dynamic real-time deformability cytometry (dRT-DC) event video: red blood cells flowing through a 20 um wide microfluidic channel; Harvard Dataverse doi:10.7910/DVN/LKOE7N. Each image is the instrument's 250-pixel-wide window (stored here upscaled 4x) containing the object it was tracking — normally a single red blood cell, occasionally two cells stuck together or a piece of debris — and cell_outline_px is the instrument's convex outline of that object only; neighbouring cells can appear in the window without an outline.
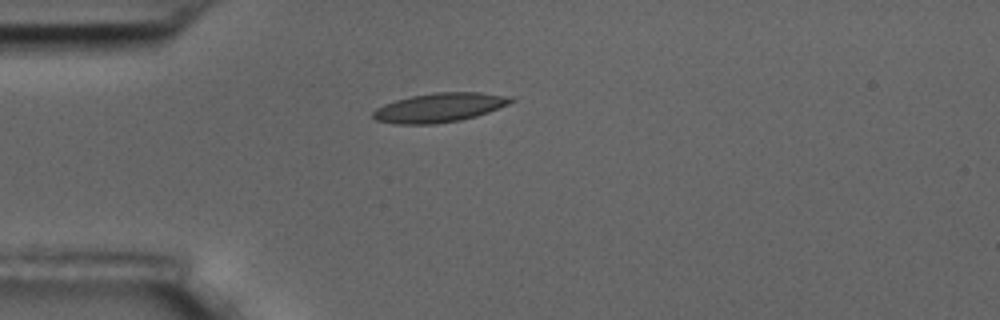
{"species": "common noctule bat (a hibernating species)", "species_latin": "Nyctalus noctula", "temperature_condition": "room temperature", "stored_images_in_passage": 43, "camera_frame_rate_fps": 3000, "um_per_image_px": 0.085, "animal": {"sex": "male", "body_mass_g": 17.5, "forearm_length_mm": 52.3}, "frame": {"image": 1, "passage_image": 1, "time_ms": 0.0, "image_size_px": [1000, 320], "cell_outline_px": [[516, 100], [508, 104], [488, 112], [476, 116], [460, 120], [436, 124], [396, 124], [376, 120], [372, 116], [372, 112], [376, 108], [384, 104], [396, 100], [412, 96], [436, 92], [480, 92], [516, 96]], "centroid_in_image_um": [37.39, 9.14], "position_along_channel_um": 47.6, "area_um2": 23.58}}
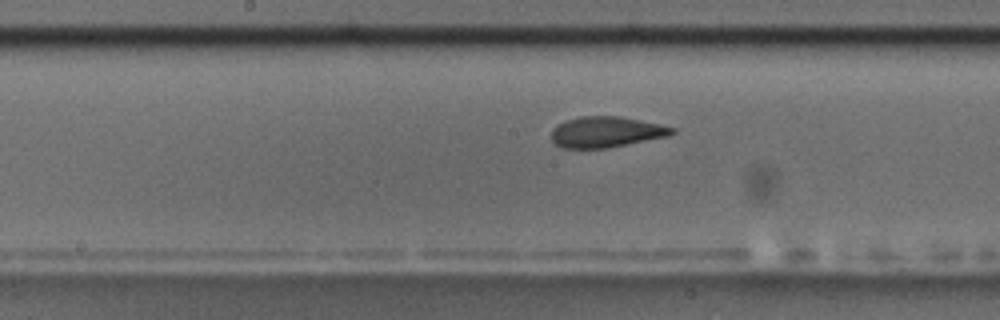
{"frame": {"image": 2, "passage_image": 15, "time_ms": 4.667, "image_size_px": [1000, 320], "cell_outline_px": [[676, 132], [672, 136], [608, 148], [560, 148], [552, 140], [552, 128], [556, 124], [580, 116], [620, 116], [660, 124], [676, 128]], "centroid_in_image_um": [51.57, 11.22], "position_along_channel_um": 196.6, "area_um2": 21.96}}
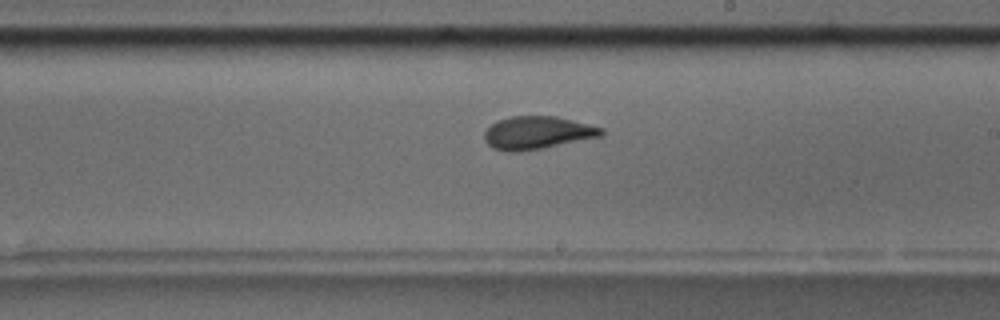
{"frame": {"image": 3, "passage_image": 19, "time_ms": 6.0, "image_size_px": [1000, 320], "cell_outline_px": [[604, 132], [600, 136], [520, 152], [508, 152], [492, 148], [484, 140], [484, 132], [496, 120], [508, 116], [556, 116], [604, 128]], "centroid_in_image_um": [45.61, 11.27], "position_along_channel_um": 243.4, "area_um2": 22.25}, "authors_computed_cell_mechanics": {"area_um2": 22.4842, "velocity_mm_per_s": 3.5155, "shape_relaxation_time_tau1_ms": 4.0784, "shape_relaxation_time_tau2_ms": 1.5411, "deformation_change_tau1": 0.1739, "deformation_change_tau2": 0.0882}}